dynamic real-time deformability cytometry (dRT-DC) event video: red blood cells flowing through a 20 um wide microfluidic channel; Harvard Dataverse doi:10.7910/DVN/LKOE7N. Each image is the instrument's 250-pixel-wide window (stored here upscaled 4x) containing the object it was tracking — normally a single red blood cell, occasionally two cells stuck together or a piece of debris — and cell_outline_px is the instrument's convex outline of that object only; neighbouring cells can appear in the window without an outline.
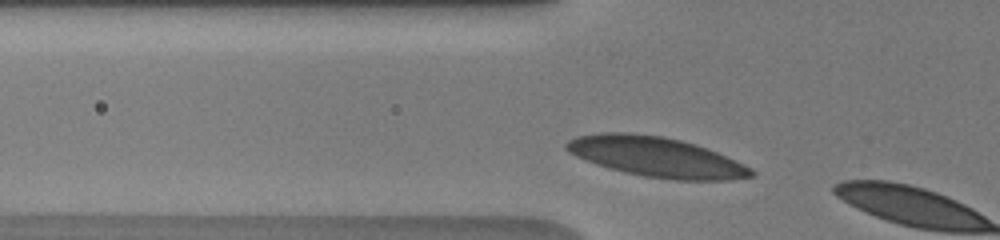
{"species": "human", "species_latin": "Homo sapiens", "temperature_condition": "warm", "stored_images_in_passage": 3, "camera_frame_rate_fps": 3000, "um_per_image_px": 0.085, "donor": {"sex": "male"}, "frame": {"image": 1, "passage_image": 2, "time_ms": 0.333, "image_size_px": [1000, 240], "cell_outline_px": [[756, 172], [752, 176], [728, 180], [676, 180], [644, 176], [596, 164], [576, 156], [568, 152], [564, 148], [564, 144], [568, 140], [576, 136], [600, 132], [628, 132], [664, 136], [696, 144], [708, 148], [744, 164], [752, 168]], "centroid_in_image_um": [55.78, 13.32], "position_along_channel_um": 70.0, "area_um2": 43.0}}